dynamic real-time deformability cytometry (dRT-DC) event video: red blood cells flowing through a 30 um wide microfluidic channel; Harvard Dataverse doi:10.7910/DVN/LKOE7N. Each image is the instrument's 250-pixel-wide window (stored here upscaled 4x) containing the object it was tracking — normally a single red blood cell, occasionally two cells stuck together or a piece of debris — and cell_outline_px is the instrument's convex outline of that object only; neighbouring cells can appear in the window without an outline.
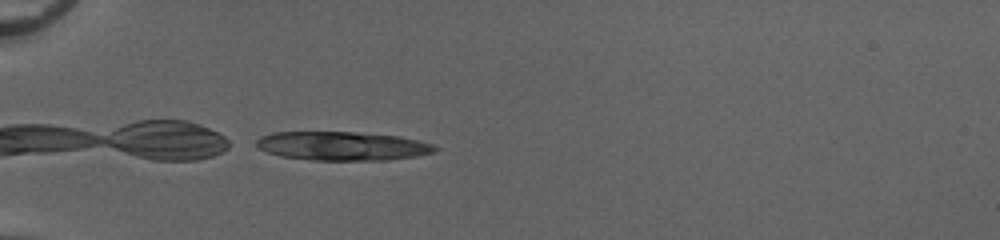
{"species": "common noctule bat (a hibernating species)", "species_latin": "Nyctalus noctula", "temperature_condition": "cold", "stored_images_in_passage": 7, "camera_frame_rate_fps": 3000, "um_per_image_px": 0.085, "animal": {"sex": "female", "body_mass_g": 20.0, "forearm_length_mm": 54.0}, "frame": {"image": 1, "passage_image": 1, "time_ms": 0.0, "image_size_px": [1000, 240], "cell_outline_px": [[440, 148], [436, 152], [388, 160], [312, 160], [280, 156], [268, 152], [260, 148], [256, 144], [256, 140], [260, 136], [272, 132], [352, 132], [396, 136], [416, 140], [432, 144]], "centroid_in_image_um": [29.07, 12.41], "position_along_channel_um": 55.9, "area_um2": 29.77}}
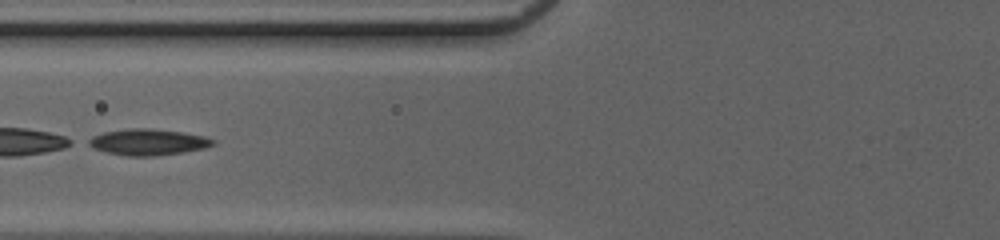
{"frame": {"image": 2, "passage_image": 7, "time_ms": 2.0, "image_size_px": [1000, 240], "cell_outline_px": [[216, 144], [204, 148], [184, 152], [156, 156], [128, 156], [104, 152], [92, 148], [84, 144], [84, 140], [92, 136], [104, 132], [128, 128], [148, 128], [180, 132], [204, 136], [216, 140]], "centroid_in_image_um": [12.51, 12.08], "position_along_channel_um": 113.3, "area_um2": 19.31}}